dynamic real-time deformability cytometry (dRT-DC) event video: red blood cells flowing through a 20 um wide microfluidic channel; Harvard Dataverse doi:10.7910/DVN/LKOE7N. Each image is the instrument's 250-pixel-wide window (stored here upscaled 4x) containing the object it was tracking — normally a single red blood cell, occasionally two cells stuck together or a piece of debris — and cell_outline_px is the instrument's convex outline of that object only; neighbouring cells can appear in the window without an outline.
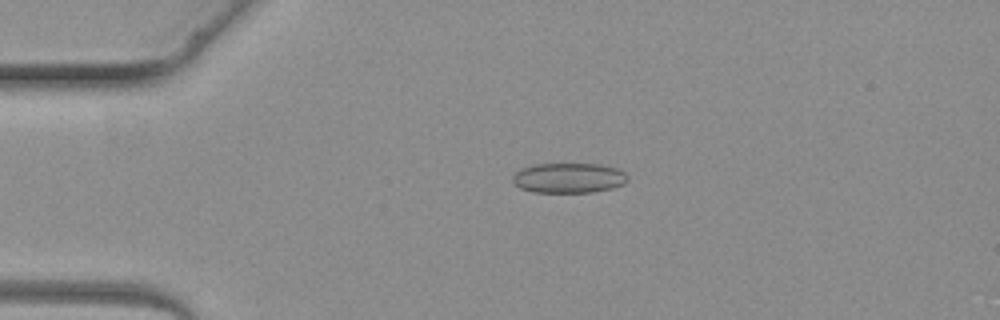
{"species": "common noctule bat (a hibernating species)", "species_latin": "Nyctalus noctula", "temperature_condition": "warm", "stored_images_in_passage": 5, "camera_frame_rate_fps": 3000, "um_per_image_px": 0.085, "animal": {"sex": "female", "body_mass_g": 19.3, "forearm_length_mm": 54.1}, "frame": {"image": 1, "passage_image": 3, "time_ms": 2.333, "image_size_px": [1000, 320], "cell_outline_px": [[628, 180], [624, 184], [612, 188], [592, 192], [532, 192], [520, 188], [512, 184], [512, 176], [516, 172], [532, 164], [600, 164], [616, 168], [624, 172], [628, 176]], "centroid_in_image_um": [48.33, 15.13], "position_along_channel_um": 36.7, "area_um2": 20.23}}
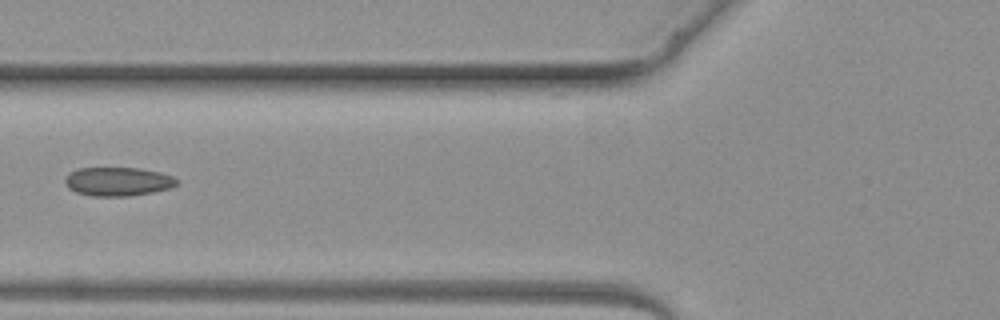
{"frame": {"image": 2, "passage_image": 5, "time_ms": 4.667, "image_size_px": [1000, 320], "cell_outline_px": [[176, 184], [168, 188], [152, 192], [128, 196], [92, 196], [76, 192], [68, 188], [64, 180], [68, 172], [76, 168], [140, 168], [160, 172], [172, 176], [176, 180]], "centroid_in_image_um": [9.96, 15.42], "position_along_channel_um": 115.8, "area_um2": 18.67}}